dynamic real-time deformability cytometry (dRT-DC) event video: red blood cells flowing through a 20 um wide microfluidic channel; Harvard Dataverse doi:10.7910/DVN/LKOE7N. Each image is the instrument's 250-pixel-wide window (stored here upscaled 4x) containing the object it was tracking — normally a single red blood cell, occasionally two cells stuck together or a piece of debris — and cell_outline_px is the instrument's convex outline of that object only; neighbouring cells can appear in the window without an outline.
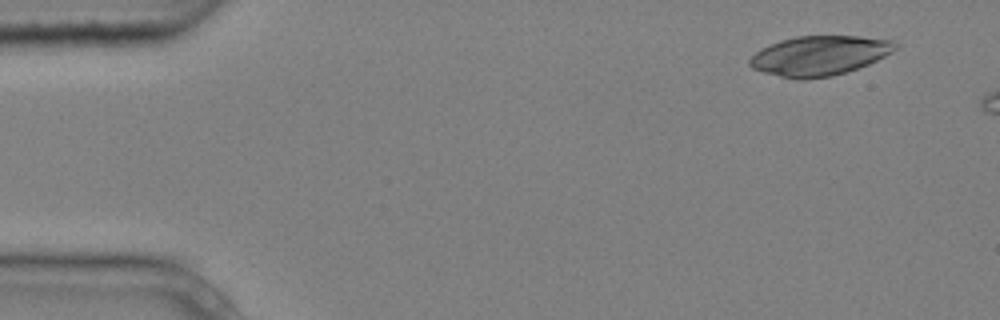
{"species": "common noctule bat (a hibernating species)", "species_latin": "Nyctalus noctula", "temperature_condition": "cold", "stored_images_in_passage": 3, "camera_frame_rate_fps": 3000, "um_per_image_px": 0.085, "animal": {"sex": "male", "body_mass_g": 20.4}, "frame": {"image": 1, "passage_image": 1, "time_ms": 0.0, "image_size_px": [1000, 320], "cell_outline_px": [[900, 44], [892, 52], [868, 64], [832, 76], [804, 80], [796, 80], [764, 72], [752, 68], [748, 64], [748, 60], [760, 48], [780, 40], [796, 36], [860, 36], [892, 40]], "centroid_in_image_um": [69.63, 4.73], "position_along_channel_um": 15.4, "area_um2": 33.7}}